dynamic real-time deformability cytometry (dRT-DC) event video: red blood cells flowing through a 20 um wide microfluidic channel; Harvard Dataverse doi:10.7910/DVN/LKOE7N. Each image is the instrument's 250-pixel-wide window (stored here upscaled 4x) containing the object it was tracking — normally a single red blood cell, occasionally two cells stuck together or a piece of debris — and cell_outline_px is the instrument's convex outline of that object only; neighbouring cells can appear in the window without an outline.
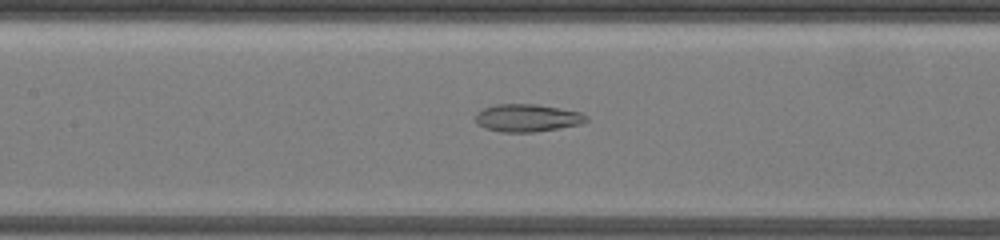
{"species": "common noctule bat (a hibernating species)", "species_latin": "Nyctalus noctula", "temperature_condition": "warm", "stored_images_in_passage": 18, "camera_frame_rate_fps": 3000, "um_per_image_px": 0.085, "animal": {"sex": "female", "body_mass_g": 19.5, "forearm_length_mm": 54.1}, "frame": {"image": 1, "passage_image": 13, "time_ms": 6.667, "image_size_px": [1000, 240], "cell_outline_px": [[588, 120], [580, 124], [536, 132], [500, 132], [484, 128], [476, 124], [476, 112], [484, 108], [496, 104], [536, 104], [580, 112], [588, 116]], "centroid_in_image_um": [44.79, 10.03], "position_along_channel_um": 162.6, "area_um2": 17.86}}
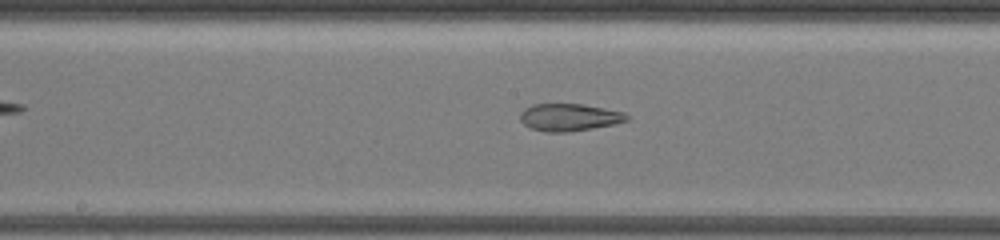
{"frame": {"image": 2, "passage_image": 16, "time_ms": 7.667, "image_size_px": [1000, 240], "cell_outline_px": [[628, 120], [612, 124], [592, 128], [568, 132], [544, 132], [532, 128], [524, 124], [520, 120], [520, 112], [524, 108], [532, 104], [584, 104], [624, 112], [628, 116]], "centroid_in_image_um": [48.35, 9.96], "position_along_channel_um": 199.8, "area_um2": 16.94}}